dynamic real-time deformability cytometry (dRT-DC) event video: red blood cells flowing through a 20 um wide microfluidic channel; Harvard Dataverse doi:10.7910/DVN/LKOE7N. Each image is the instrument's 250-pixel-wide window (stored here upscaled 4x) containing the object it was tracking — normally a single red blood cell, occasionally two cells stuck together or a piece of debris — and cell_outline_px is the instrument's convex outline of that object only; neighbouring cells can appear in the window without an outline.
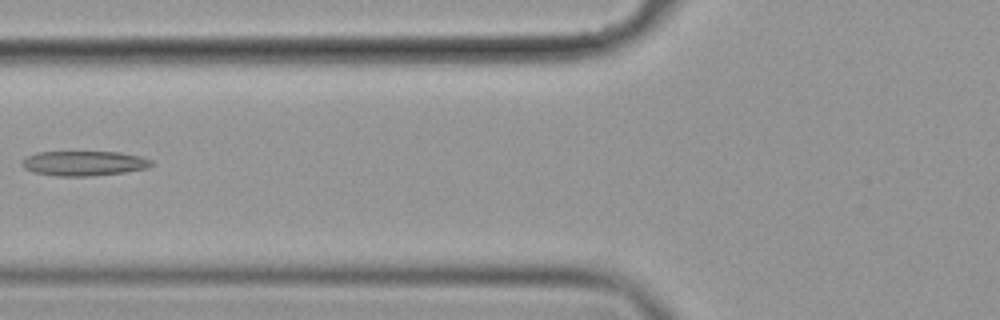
{"species": "common noctule bat (a hibernating species)", "species_latin": "Nyctalus noctula", "temperature_condition": "cold", "stored_images_in_passage": 15, "camera_frame_rate_fps": 3000, "um_per_image_px": 0.085, "animal": {"sex": "female", "body_mass_g": 19.9}, "frame": {"image": 1, "passage_image": 6, "time_ms": 1.667, "image_size_px": [1000, 320], "cell_outline_px": [[152, 164], [148, 168], [124, 172], [88, 176], [56, 176], [36, 172], [24, 168], [20, 164], [28, 156], [36, 152], [120, 152], [140, 156], [152, 160]], "centroid_in_image_um": [7.15, 13.88], "position_along_channel_um": 118.6, "area_um2": 18.55}}
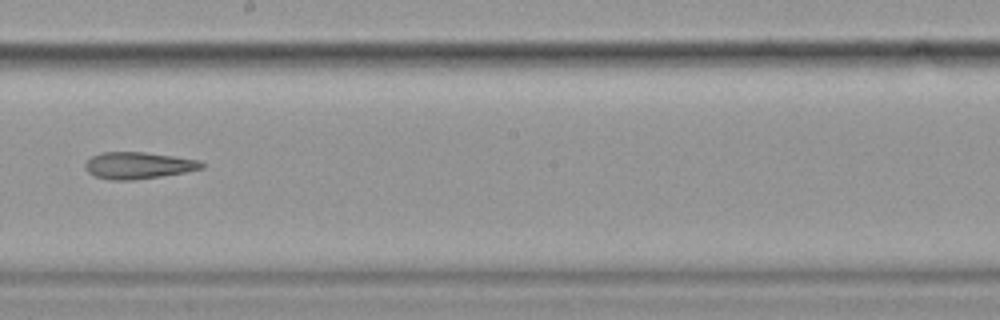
{"frame": {"image": 2, "passage_image": 9, "time_ms": 2.667, "image_size_px": [1000, 320], "cell_outline_px": [[204, 168], [184, 172], [160, 176], [132, 180], [112, 180], [96, 176], [88, 172], [84, 168], [84, 164], [92, 156], [100, 152], [144, 152], [200, 160], [204, 164]], "centroid_in_image_um": [11.74, 14.05], "position_along_channel_um": 236.5, "area_um2": 18.03}}
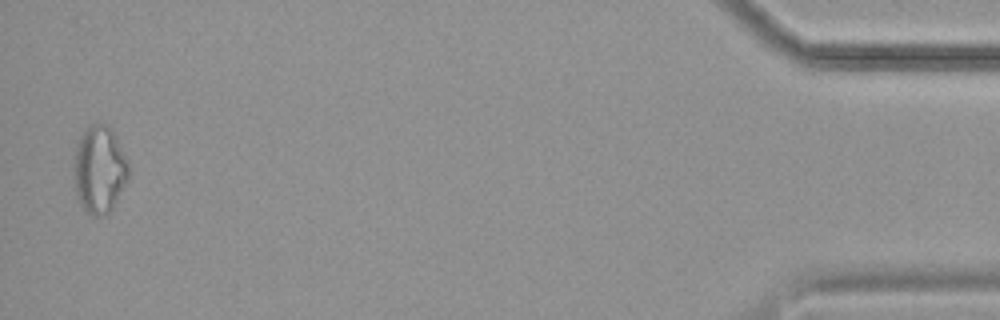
{"frame": {"image": 3, "passage_image": 15, "time_ms": 4.667, "image_size_px": [1000, 320], "cell_outline_px": [[132, 168], [128, 180], [108, 216], [92, 216], [80, 204], [76, 192], [72, 164], [76, 148], [80, 136], [84, 128], [92, 124], [108, 124], [112, 128]], "centroid_in_image_um": [8.47, 14.4], "position_along_channel_um": 426.7, "area_um2": 28.61}}